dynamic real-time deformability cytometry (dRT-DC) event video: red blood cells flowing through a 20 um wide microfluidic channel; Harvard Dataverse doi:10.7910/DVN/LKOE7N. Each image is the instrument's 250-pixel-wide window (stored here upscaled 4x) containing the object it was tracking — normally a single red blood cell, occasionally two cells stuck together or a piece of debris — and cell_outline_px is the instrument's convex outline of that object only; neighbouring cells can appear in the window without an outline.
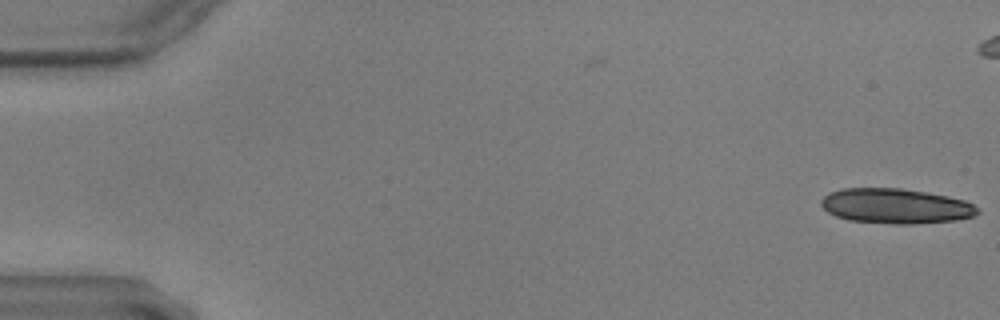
{"species": "common noctule bat (a hibernating species)", "species_latin": "Nyctalus noctula", "temperature_condition": "warm", "stored_images_in_passage": 2, "camera_frame_rate_fps": 3000, "um_per_image_px": 0.085, "animal": {"sex": "male", "body_mass_g": 17.9, "forearm_length_mm": 54.2}, "frame": {"image": 1, "passage_image": 2, "time_ms": 0.333, "image_size_px": [1000, 320], "cell_outline_px": [[980, 212], [976, 216], [956, 220], [912, 224], [892, 224], [848, 220], [836, 216], [828, 212], [820, 204], [820, 200], [828, 192], [840, 188], [900, 188], [948, 196], [964, 200], [980, 208]], "centroid_in_image_um": [76.13, 17.51], "position_along_channel_um": 8.9, "area_um2": 32.14}}